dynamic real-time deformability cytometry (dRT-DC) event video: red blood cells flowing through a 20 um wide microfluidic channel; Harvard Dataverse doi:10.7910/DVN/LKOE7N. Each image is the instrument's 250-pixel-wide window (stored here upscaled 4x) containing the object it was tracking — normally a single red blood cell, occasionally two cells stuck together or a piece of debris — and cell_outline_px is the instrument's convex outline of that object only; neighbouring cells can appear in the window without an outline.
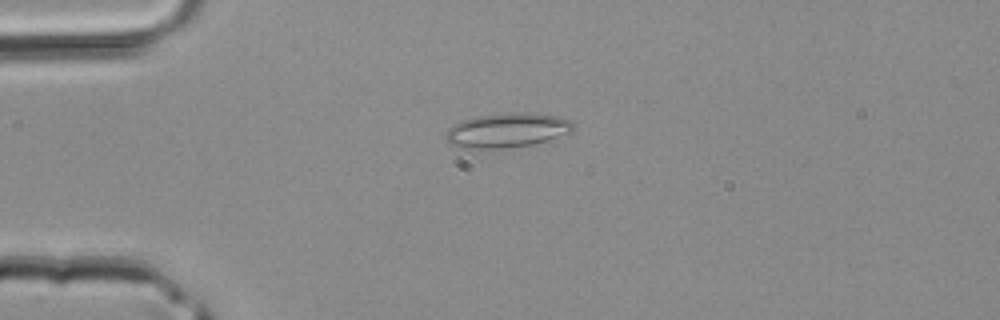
{"species": "common noctule bat (a hibernating species)", "species_latin": "Nyctalus noctula", "temperature_condition": "room temperature", "stored_images_in_passage": 35, "camera_frame_rate_fps": 3000, "um_per_image_px": 0.085, "animal": {"sex": "male", "body_mass_g": 20.4}, "frame": {"image": 1, "passage_image": 2, "time_ms": 0.333, "image_size_px": [1000, 320], "cell_outline_px": [[572, 132], [548, 140], [532, 144], [508, 148], [476, 152], [452, 144], [444, 136], [448, 128], [464, 120], [476, 116], [512, 112], [532, 112], [556, 116], [572, 120]], "centroid_in_image_um": [43.08, 11.1], "position_along_channel_um": 41.9, "area_um2": 26.13}}
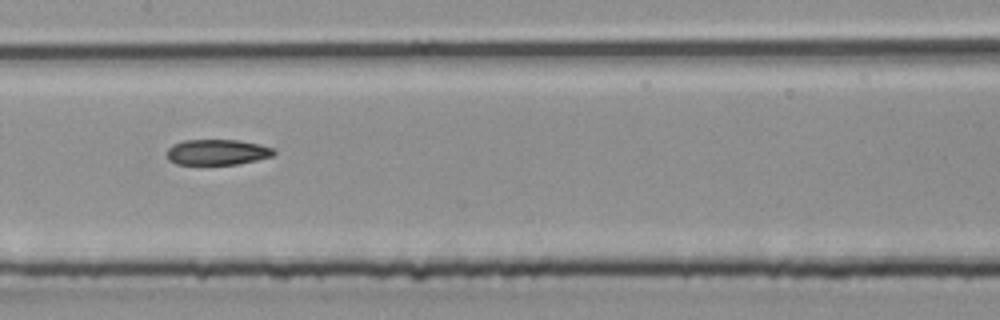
{"frame": {"image": 2, "passage_image": 13, "time_ms": 4.0, "image_size_px": [1000, 320], "cell_outline_px": [[276, 152], [272, 156], [240, 164], [176, 164], [168, 160], [168, 148], [172, 144], [184, 140], [236, 140], [260, 144], [272, 148]], "centroid_in_image_um": [18.46, 12.93], "position_along_channel_um": 188.9, "area_um2": 15.9}}
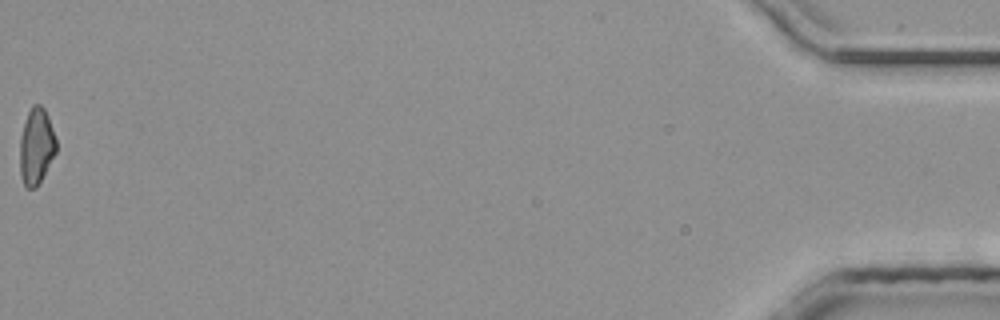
{"frame": {"image": 3, "passage_image": 35, "time_ms": 11.333, "image_size_px": [1000, 320], "cell_outline_px": [[56, 152], [36, 188], [24, 188], [20, 176], [20, 136], [28, 112], [32, 104], [40, 104], [44, 108], [48, 116], [56, 136]], "centroid_in_image_um": [3.08, 12.44], "position_along_channel_um": 432.1, "area_um2": 16.24}}